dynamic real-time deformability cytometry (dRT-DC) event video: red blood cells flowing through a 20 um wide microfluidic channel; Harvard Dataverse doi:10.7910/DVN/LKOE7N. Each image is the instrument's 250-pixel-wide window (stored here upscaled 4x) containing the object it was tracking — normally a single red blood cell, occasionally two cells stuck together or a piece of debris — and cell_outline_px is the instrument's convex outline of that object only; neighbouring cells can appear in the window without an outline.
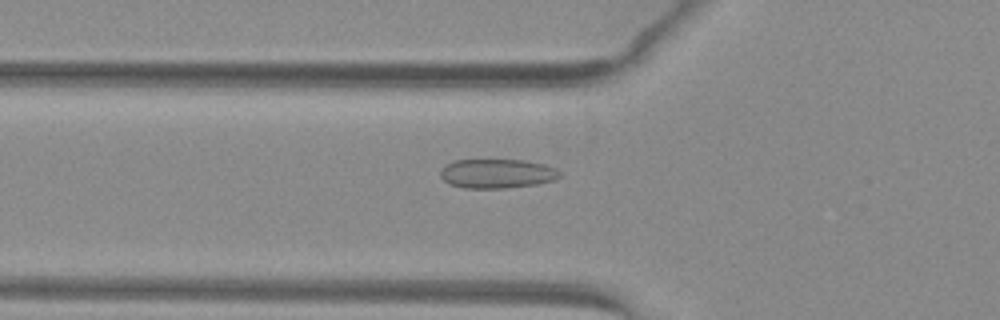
{"species": "common noctule bat (a hibernating species)", "species_latin": "Nyctalus noctula", "temperature_condition": "warm", "stored_images_in_passage": 53, "camera_frame_rate_fps": 3000, "um_per_image_px": 0.085, "animal": {"sex": "female", "body_mass_g": 29.2, "forearm_length_mm": 56.3}, "frame": {"image": 1, "passage_image": 20, "time_ms": 6.333, "image_size_px": [1000, 320], "cell_outline_px": [[560, 176], [556, 180], [536, 184], [504, 188], [464, 188], [448, 184], [440, 176], [440, 168], [444, 164], [456, 160], [524, 160], [544, 164], [556, 168], [560, 172]], "centroid_in_image_um": [42.22, 14.75], "position_along_channel_um": 83.6, "area_um2": 20.52}}
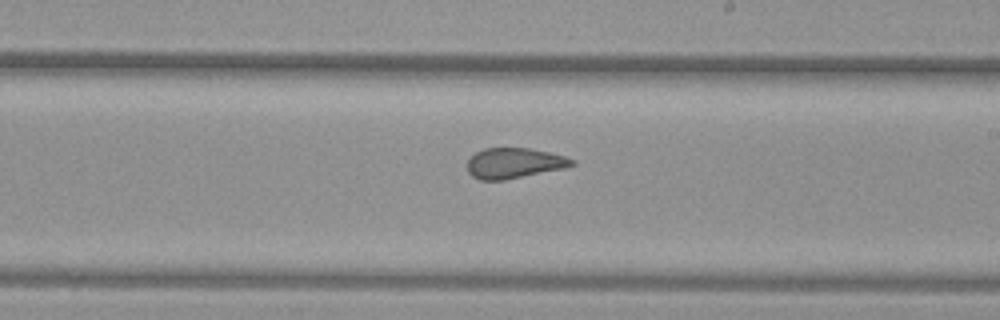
{"frame": {"image": 2, "passage_image": 32, "time_ms": 10.333, "image_size_px": [1000, 320], "cell_outline_px": [[576, 164], [564, 168], [504, 180], [480, 180], [472, 176], [468, 172], [468, 160], [476, 152], [484, 148], [528, 148], [548, 152], [564, 156], [576, 160]], "centroid_in_image_um": [43.7, 13.87], "position_along_channel_um": 245.3, "area_um2": 18.44}}
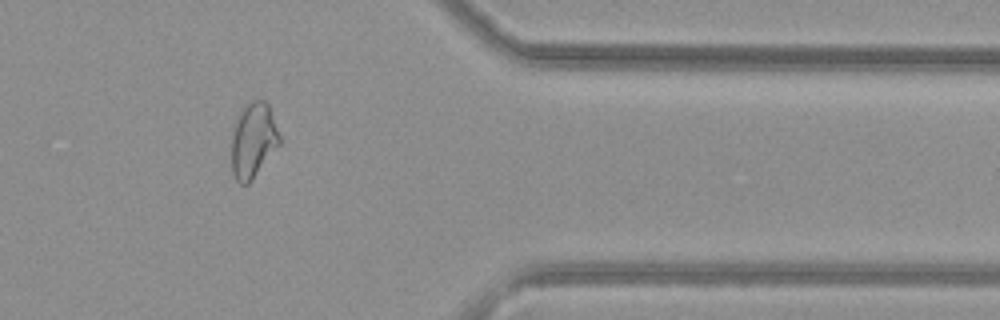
{"frame": {"image": 3, "passage_image": 44, "time_ms": 14.333, "image_size_px": [1000, 320], "cell_outline_px": [[280, 144], [252, 180], [248, 184], [240, 184], [236, 180], [232, 172], [232, 128], [236, 116], [252, 100], [264, 100], [268, 104], [280, 136]], "centroid_in_image_um": [21.51, 11.94], "position_along_channel_um": 389.9, "area_um2": 20.98}, "authors_computed_cell_mechanics": {"area_um2": 21.8484, "velocity_mm_per_s": 4.033, "shape_relaxation_time_tau1_ms": null, "shape_relaxation_time_tau2_ms": 0.9939, "deformation_change_tau1": null, "deformation_change_tau2": 0.0665}}